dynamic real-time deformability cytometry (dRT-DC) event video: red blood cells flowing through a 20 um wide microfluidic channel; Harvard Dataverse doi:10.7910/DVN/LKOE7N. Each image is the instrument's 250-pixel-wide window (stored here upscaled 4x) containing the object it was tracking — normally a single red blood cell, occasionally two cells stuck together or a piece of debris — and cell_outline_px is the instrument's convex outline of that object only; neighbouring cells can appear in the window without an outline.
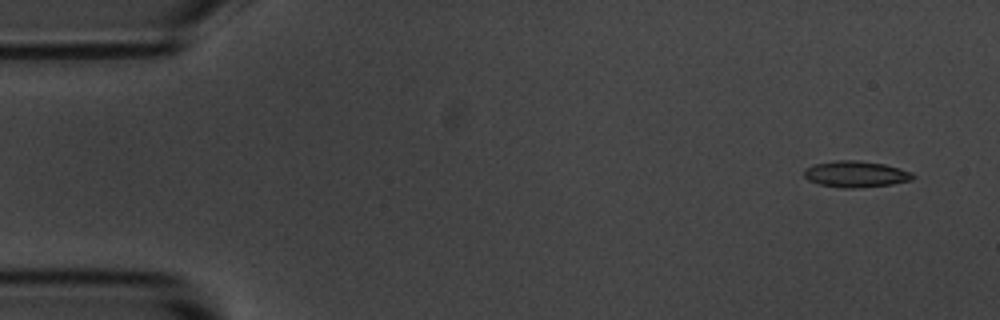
{"species": "common noctule bat (a hibernating species)", "species_latin": "Nyctalus noctula", "temperature_condition": "room temperature", "stored_images_in_passage": 4, "camera_frame_rate_fps": 3000, "um_per_image_px": 0.085, "animal": {"sex": "male", "body_mass_g": 20.1, "forearm_length_mm": 53.5}, "frame": {"image": 1, "passage_image": 1, "time_ms": 0.0, "image_size_px": [1000, 320], "cell_outline_px": [[916, 176], [912, 180], [892, 184], [852, 188], [844, 188], [820, 184], [808, 180], [804, 176], [804, 168], [812, 164], [836, 160], [856, 160], [884, 164], [900, 168], [912, 172]], "centroid_in_image_um": [72.74, 14.79], "position_along_channel_um": 12.3, "area_um2": 16.7}}
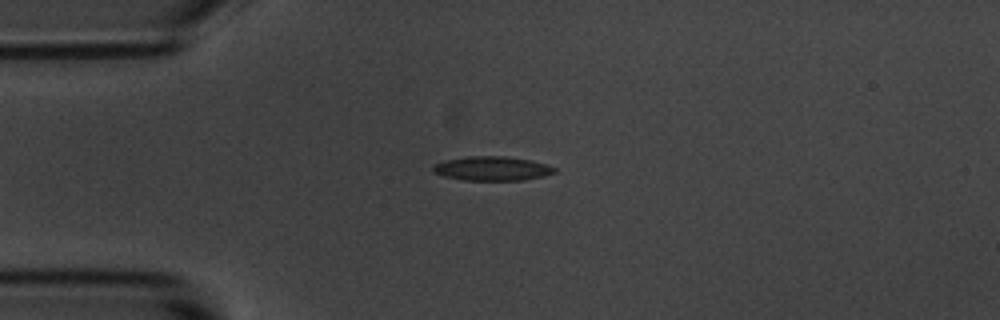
{"frame": {"image": 2, "passage_image": 4, "time_ms": 3.333, "image_size_px": [1000, 320], "cell_outline_px": [[556, 172], [544, 176], [524, 180], [464, 180], [444, 176], [432, 172], [432, 164], [444, 160], [468, 156], [504, 156], [532, 160], [548, 164], [556, 168]], "centroid_in_image_um": [41.82, 14.32], "position_along_channel_um": 43.2, "area_um2": 17.34}}